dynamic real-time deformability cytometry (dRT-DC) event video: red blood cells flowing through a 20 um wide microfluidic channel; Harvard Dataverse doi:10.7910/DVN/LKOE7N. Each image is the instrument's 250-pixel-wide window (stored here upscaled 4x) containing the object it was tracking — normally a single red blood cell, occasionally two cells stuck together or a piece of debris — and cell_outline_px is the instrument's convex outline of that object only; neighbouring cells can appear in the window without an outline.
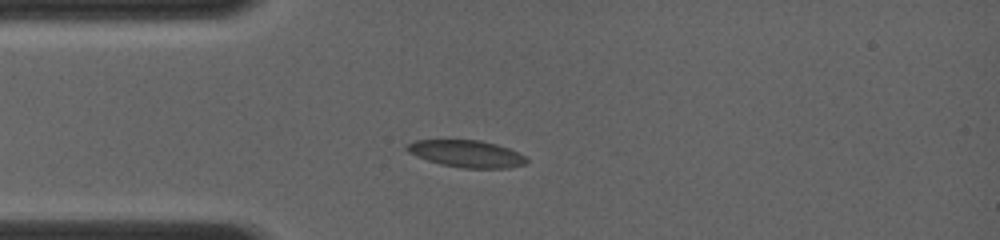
{"species": "common noctule bat (a hibernating species)", "species_latin": "Nyctalus noctula", "temperature_condition": "room temperature", "stored_images_in_passage": 9, "camera_frame_rate_fps": 4000, "um_per_image_px": 0.085, "animal": {"sex": "female", "body_mass_g": 19.0, "forearm_length_mm": 56.7}, "frame": {"image": 1, "passage_image": 4, "time_ms": 2.0, "image_size_px": [1000, 240], "cell_outline_px": [[528, 160], [524, 164], [508, 168], [464, 168], [440, 164], [416, 156], [408, 152], [404, 148], [408, 144], [416, 140], [480, 140], [496, 144], [508, 148], [528, 156]], "centroid_in_image_um": [39.67, 13.07], "position_along_channel_um": 45.3, "area_um2": 18.84}}
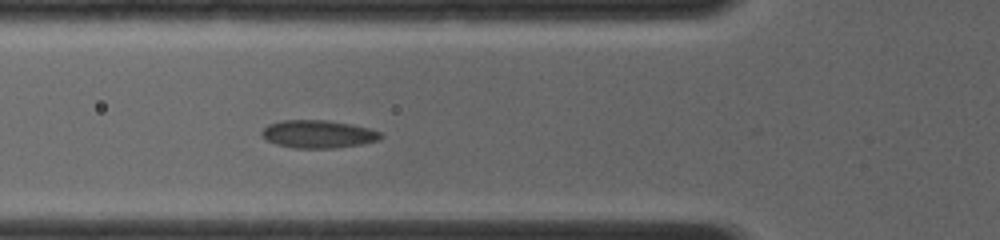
{"frame": {"image": 2, "passage_image": 6, "time_ms": 3.5, "image_size_px": [1000, 240], "cell_outline_px": [[384, 136], [380, 140], [360, 144], [336, 148], [296, 148], [276, 144], [264, 140], [260, 136], [260, 132], [268, 124], [284, 120], [328, 120], [352, 124], [368, 128], [380, 132]], "centroid_in_image_um": [27.02, 11.4], "position_along_channel_um": 98.8, "area_um2": 19.48}}
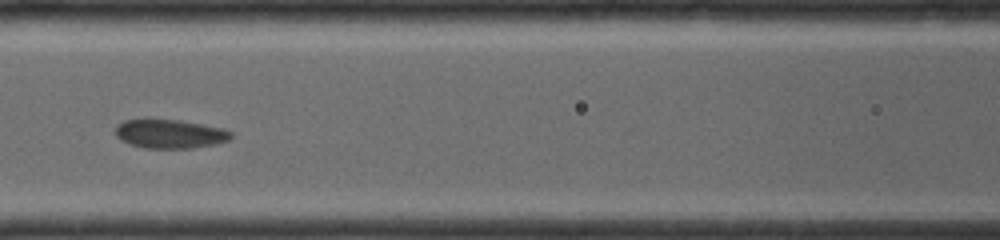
{"frame": {"image": 3, "passage_image": 8, "time_ms": 4.75, "image_size_px": [1000, 240], "cell_outline_px": [[232, 136], [228, 140], [216, 144], [192, 148], [144, 148], [128, 144], [120, 140], [116, 136], [116, 124], [124, 120], [176, 120], [224, 128], [232, 132]], "centroid_in_image_um": [14.43, 11.39], "position_along_channel_um": 152.2, "area_um2": 19.36}}